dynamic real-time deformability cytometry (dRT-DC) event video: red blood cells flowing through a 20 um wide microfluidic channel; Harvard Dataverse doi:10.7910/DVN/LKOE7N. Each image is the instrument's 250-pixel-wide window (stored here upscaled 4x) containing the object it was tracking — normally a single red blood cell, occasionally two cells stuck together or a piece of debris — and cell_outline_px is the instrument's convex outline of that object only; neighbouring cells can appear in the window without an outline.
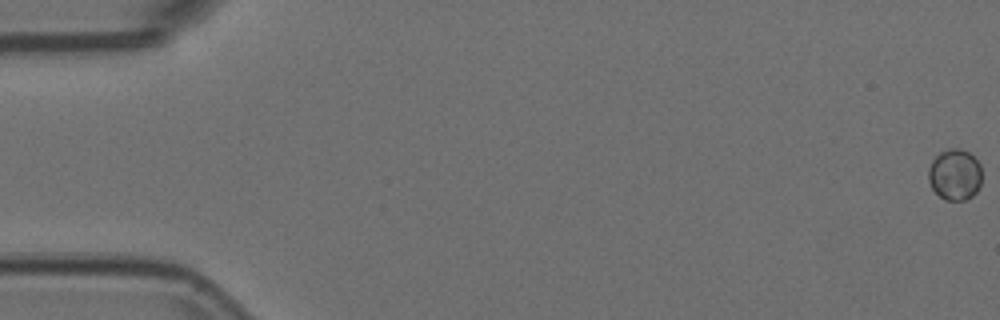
{"species": "Egyptian fruit bat (a non-hibernating species)", "species_latin": "Rousettus aegyptiacus", "temperature_condition": "room temperature", "stored_images_in_passage": 56, "camera_frame_rate_fps": 3000, "um_per_image_px": 0.085, "animal": {"sex": "female"}, "frame": {"image": 1, "passage_image": 1, "time_ms": 0.0, "image_size_px": [1000, 320], "cell_outline_px": [[980, 184], [976, 192], [972, 196], [964, 200], [944, 200], [932, 188], [928, 180], [928, 168], [932, 160], [940, 152], [948, 148], [960, 148], [968, 152], [980, 164]], "centroid_in_image_um": [81.13, 14.83], "position_along_channel_um": 3.9, "area_um2": 15.9}}
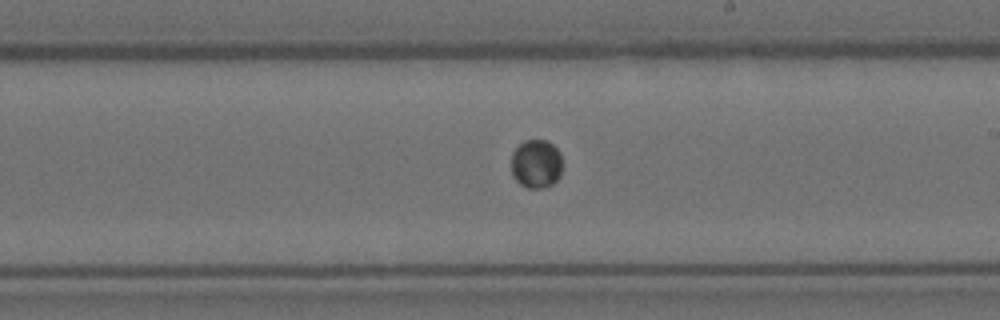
{"frame": {"image": 2, "passage_image": 33, "time_ms": 10.667, "image_size_px": [1000, 320], "cell_outline_px": [[560, 176], [552, 184], [544, 188], [528, 188], [520, 184], [512, 176], [512, 152], [524, 140], [548, 140], [560, 152]], "centroid_in_image_um": [45.56, 13.92], "position_along_channel_um": 243.4, "area_um2": 14.45}}
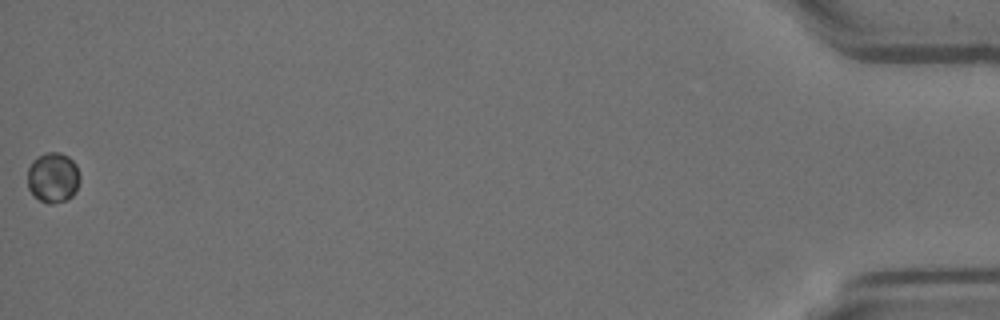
{"frame": {"image": 3, "passage_image": 56, "time_ms": 18.333, "image_size_px": [1000, 320], "cell_outline_px": [[80, 180], [76, 192], [68, 200], [52, 204], [48, 204], [40, 200], [28, 188], [28, 168], [32, 160], [36, 156], [48, 152], [60, 152], [68, 156], [76, 164], [80, 176]], "centroid_in_image_um": [4.53, 15.08], "position_along_channel_um": 430.7, "area_um2": 15.55}}